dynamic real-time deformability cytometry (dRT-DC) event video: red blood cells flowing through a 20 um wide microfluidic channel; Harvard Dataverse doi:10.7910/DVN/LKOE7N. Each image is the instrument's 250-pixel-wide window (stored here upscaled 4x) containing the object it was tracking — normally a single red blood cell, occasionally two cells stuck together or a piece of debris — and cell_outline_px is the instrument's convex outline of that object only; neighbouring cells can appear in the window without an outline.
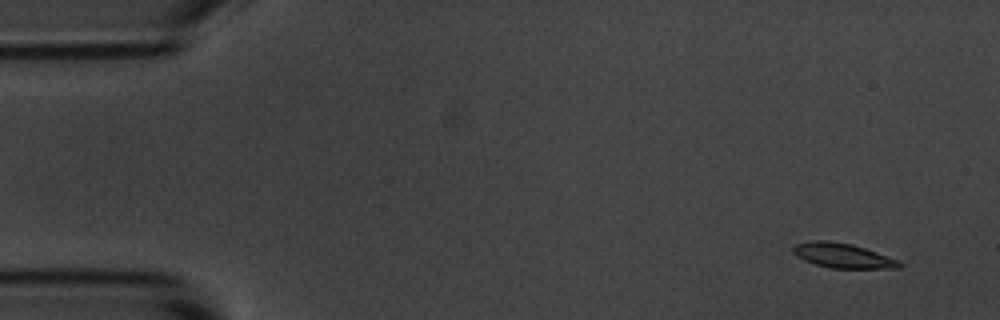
{"species": "common noctule bat (a hibernating species)", "species_latin": "Nyctalus noctula", "temperature_condition": "room temperature", "stored_images_in_passage": 5, "segment_of_instrument_passage": [2, 2], "camera_frame_rate_fps": 3000, "um_per_image_px": 0.085, "animal": {"sex": "male", "body_mass_g": 20.1, "forearm_length_mm": 53.5}, "frame": {"image": 1, "passage_image": 5, "time_ms": 4.667, "image_size_px": [1000, 320], "cell_outline_px": [[904, 264], [900, 268], [832, 268], [816, 264], [804, 260], [796, 256], [792, 252], [792, 248], [796, 244], [812, 240], [828, 240], [852, 244], [900, 260]], "centroid_in_image_um": [71.64, 21.72], "position_along_channel_um": 13.4, "area_um2": 15.32}}